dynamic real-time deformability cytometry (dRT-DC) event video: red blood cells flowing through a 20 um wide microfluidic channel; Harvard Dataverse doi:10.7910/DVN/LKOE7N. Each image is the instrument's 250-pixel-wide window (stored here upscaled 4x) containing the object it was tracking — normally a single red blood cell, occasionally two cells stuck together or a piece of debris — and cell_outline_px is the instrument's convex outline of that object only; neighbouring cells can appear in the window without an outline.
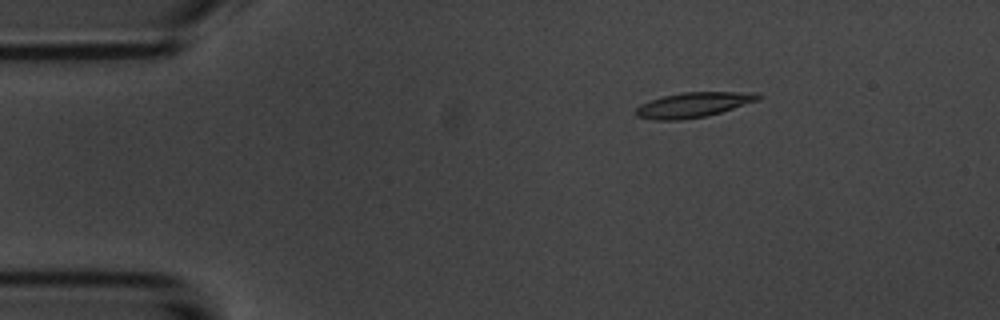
{"species": "common noctule bat (a hibernating species)", "species_latin": "Nyctalus noctula", "temperature_condition": "room temperature", "stored_images_in_passage": 5, "camera_frame_rate_fps": 3000, "um_per_image_px": 0.085, "animal": {"sex": "male", "body_mass_g": 20.1, "forearm_length_mm": 53.5}, "frame": {"image": 1, "passage_image": 3, "time_ms": 2.0, "image_size_px": [1000, 320], "cell_outline_px": [[764, 96], [760, 100], [720, 112], [704, 116], [680, 120], [652, 120], [636, 116], [636, 108], [640, 104], [664, 96], [684, 92], [756, 92]], "centroid_in_image_um": [58.97, 8.9], "position_along_channel_um": 26.0, "area_um2": 17.74}}
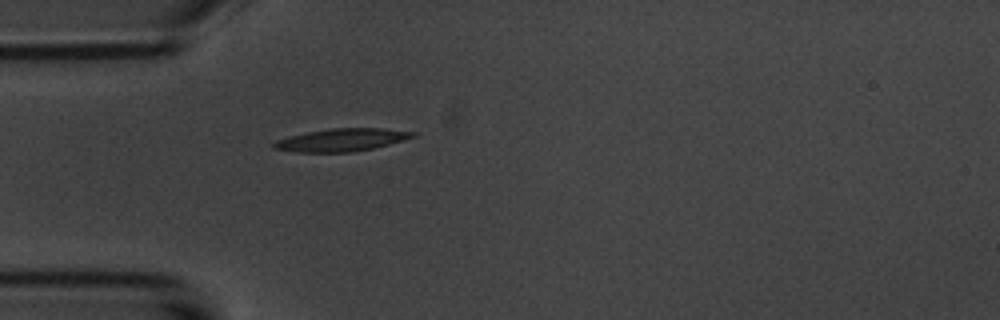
{"frame": {"image": 2, "passage_image": 5, "time_ms": 4.333, "image_size_px": [1000, 320], "cell_outline_px": [[416, 136], [404, 140], [372, 148], [352, 152], [296, 152], [272, 148], [272, 144], [276, 140], [288, 136], [308, 132], [332, 128], [380, 128], [416, 132]], "centroid_in_image_um": [29.01, 11.89], "position_along_channel_um": 56.0, "area_um2": 18.26}}